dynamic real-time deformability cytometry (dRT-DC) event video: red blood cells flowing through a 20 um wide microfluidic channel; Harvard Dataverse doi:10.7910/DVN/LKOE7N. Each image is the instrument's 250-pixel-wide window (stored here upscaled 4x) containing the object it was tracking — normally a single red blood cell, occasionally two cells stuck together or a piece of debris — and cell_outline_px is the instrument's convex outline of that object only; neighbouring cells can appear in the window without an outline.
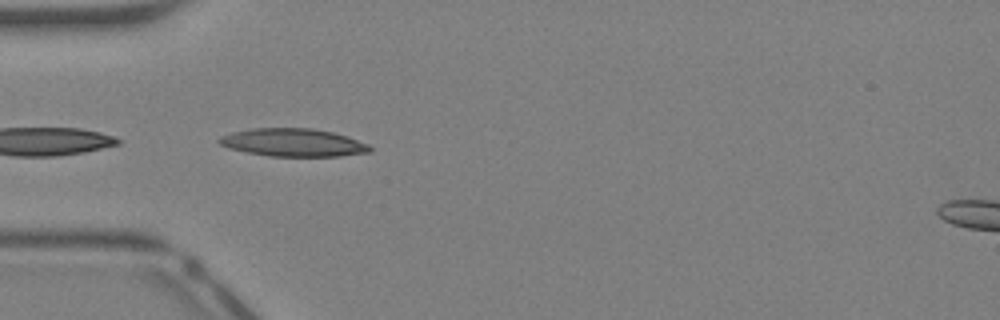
{"species": "Egyptian fruit bat (a non-hibernating species)", "species_latin": "Rousettus aegyptiacus", "temperature_condition": "warm", "stored_images_in_passage": 13, "camera_frame_rate_fps": 3000, "um_per_image_px": 0.085, "animal": {"sex": "female"}, "frame": {"image": 1, "passage_image": 10, "time_ms": 3.0, "image_size_px": [1000, 320], "cell_outline_px": [[372, 152], [340, 156], [268, 156], [228, 148], [220, 144], [216, 140], [220, 136], [232, 132], [252, 128], [312, 128], [332, 132], [348, 136], [368, 144], [372, 148]], "centroid_in_image_um": [24.92, 12.11], "position_along_channel_um": 60.1, "area_um2": 24.62}}